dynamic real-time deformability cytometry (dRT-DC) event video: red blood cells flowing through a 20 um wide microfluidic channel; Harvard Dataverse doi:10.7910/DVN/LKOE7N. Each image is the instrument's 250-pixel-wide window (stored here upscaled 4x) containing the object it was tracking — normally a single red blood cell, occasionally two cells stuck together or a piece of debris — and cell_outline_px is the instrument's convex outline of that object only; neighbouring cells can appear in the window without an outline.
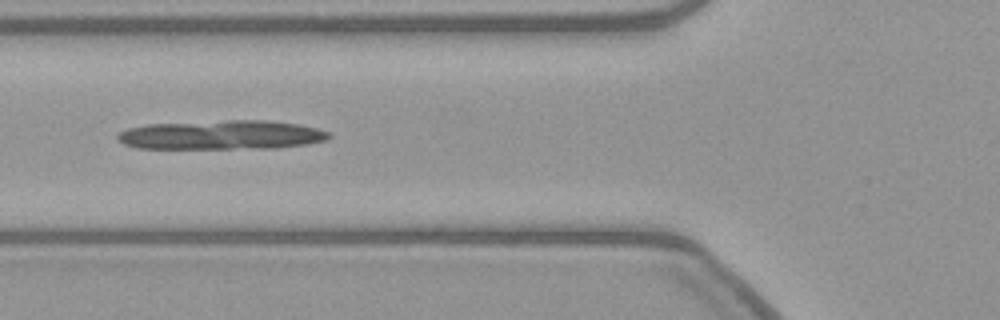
{"species": "common noctule bat (a hibernating species)", "species_latin": "Nyctalus noctula", "temperature_condition": "warm", "stored_images_in_passage": 3, "camera_frame_rate_fps": 3000, "um_per_image_px": 0.085, "animal": {"sex": "female", "body_mass_g": 21.9}, "frame": {"image": 1, "passage_image": 2, "time_ms": 0.333, "image_size_px": [1000, 320], "cell_outline_px": [[332, 136], [328, 140], [308, 144], [276, 148], [136, 148], [124, 144], [116, 140], [116, 136], [120, 132], [128, 128], [148, 124], [228, 120], [264, 120], [300, 124], [316, 128], [328, 132]], "centroid_in_image_um": [18.85, 11.47], "position_along_channel_um": 107.0, "area_um2": 36.07}}